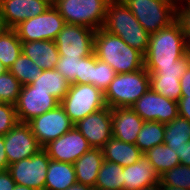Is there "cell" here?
Here are the masks:
<instances>
[{"mask_svg": "<svg viewBox=\"0 0 190 190\" xmlns=\"http://www.w3.org/2000/svg\"><path fill=\"white\" fill-rule=\"evenodd\" d=\"M189 51L181 27L175 20L168 27L150 34L144 68L152 74L158 67L177 66V60Z\"/></svg>", "mask_w": 190, "mask_h": 190, "instance_id": "1", "label": "cell"}, {"mask_svg": "<svg viewBox=\"0 0 190 190\" xmlns=\"http://www.w3.org/2000/svg\"><path fill=\"white\" fill-rule=\"evenodd\" d=\"M94 53L117 74L138 71L144 67V55L141 52L103 28L95 32Z\"/></svg>", "mask_w": 190, "mask_h": 190, "instance_id": "2", "label": "cell"}, {"mask_svg": "<svg viewBox=\"0 0 190 190\" xmlns=\"http://www.w3.org/2000/svg\"><path fill=\"white\" fill-rule=\"evenodd\" d=\"M102 28L119 36L126 44L143 55L147 53L150 34L138 22L123 0L109 1Z\"/></svg>", "mask_w": 190, "mask_h": 190, "instance_id": "3", "label": "cell"}, {"mask_svg": "<svg viewBox=\"0 0 190 190\" xmlns=\"http://www.w3.org/2000/svg\"><path fill=\"white\" fill-rule=\"evenodd\" d=\"M150 88V74L143 67L130 73L117 74L104 92L109 108L131 107Z\"/></svg>", "mask_w": 190, "mask_h": 190, "instance_id": "4", "label": "cell"}, {"mask_svg": "<svg viewBox=\"0 0 190 190\" xmlns=\"http://www.w3.org/2000/svg\"><path fill=\"white\" fill-rule=\"evenodd\" d=\"M110 0H53V6L65 23L82 25L92 30L103 27Z\"/></svg>", "mask_w": 190, "mask_h": 190, "instance_id": "5", "label": "cell"}, {"mask_svg": "<svg viewBox=\"0 0 190 190\" xmlns=\"http://www.w3.org/2000/svg\"><path fill=\"white\" fill-rule=\"evenodd\" d=\"M142 27L155 33L176 20V0H123Z\"/></svg>", "mask_w": 190, "mask_h": 190, "instance_id": "6", "label": "cell"}, {"mask_svg": "<svg viewBox=\"0 0 190 190\" xmlns=\"http://www.w3.org/2000/svg\"><path fill=\"white\" fill-rule=\"evenodd\" d=\"M60 104L74 124L106 107L104 93L91 84H71Z\"/></svg>", "mask_w": 190, "mask_h": 190, "instance_id": "7", "label": "cell"}, {"mask_svg": "<svg viewBox=\"0 0 190 190\" xmlns=\"http://www.w3.org/2000/svg\"><path fill=\"white\" fill-rule=\"evenodd\" d=\"M65 24L64 18L51 4L42 14L21 22L14 29L21 42L55 41Z\"/></svg>", "mask_w": 190, "mask_h": 190, "instance_id": "8", "label": "cell"}, {"mask_svg": "<svg viewBox=\"0 0 190 190\" xmlns=\"http://www.w3.org/2000/svg\"><path fill=\"white\" fill-rule=\"evenodd\" d=\"M95 30L75 24H65L55 43L62 57H86L94 53Z\"/></svg>", "mask_w": 190, "mask_h": 190, "instance_id": "9", "label": "cell"}, {"mask_svg": "<svg viewBox=\"0 0 190 190\" xmlns=\"http://www.w3.org/2000/svg\"><path fill=\"white\" fill-rule=\"evenodd\" d=\"M50 158L44 149L29 158L9 165V172L16 184L35 190H44Z\"/></svg>", "mask_w": 190, "mask_h": 190, "instance_id": "10", "label": "cell"}, {"mask_svg": "<svg viewBox=\"0 0 190 190\" xmlns=\"http://www.w3.org/2000/svg\"><path fill=\"white\" fill-rule=\"evenodd\" d=\"M39 144L44 147L74 127L61 104L28 122Z\"/></svg>", "mask_w": 190, "mask_h": 190, "instance_id": "11", "label": "cell"}, {"mask_svg": "<svg viewBox=\"0 0 190 190\" xmlns=\"http://www.w3.org/2000/svg\"><path fill=\"white\" fill-rule=\"evenodd\" d=\"M131 108L144 121L168 124L179 116L178 102L170 100L149 88Z\"/></svg>", "mask_w": 190, "mask_h": 190, "instance_id": "12", "label": "cell"}, {"mask_svg": "<svg viewBox=\"0 0 190 190\" xmlns=\"http://www.w3.org/2000/svg\"><path fill=\"white\" fill-rule=\"evenodd\" d=\"M4 146L9 165L32 157L43 149L32 133L30 125L23 122H18L4 135Z\"/></svg>", "mask_w": 190, "mask_h": 190, "instance_id": "13", "label": "cell"}, {"mask_svg": "<svg viewBox=\"0 0 190 190\" xmlns=\"http://www.w3.org/2000/svg\"><path fill=\"white\" fill-rule=\"evenodd\" d=\"M60 102L47 91L35 90L30 84L22 85L15 104L19 122L28 123L33 118L54 109Z\"/></svg>", "mask_w": 190, "mask_h": 190, "instance_id": "14", "label": "cell"}, {"mask_svg": "<svg viewBox=\"0 0 190 190\" xmlns=\"http://www.w3.org/2000/svg\"><path fill=\"white\" fill-rule=\"evenodd\" d=\"M91 148L75 126L43 147L50 159L66 163H74Z\"/></svg>", "mask_w": 190, "mask_h": 190, "instance_id": "15", "label": "cell"}, {"mask_svg": "<svg viewBox=\"0 0 190 190\" xmlns=\"http://www.w3.org/2000/svg\"><path fill=\"white\" fill-rule=\"evenodd\" d=\"M74 126L92 148H102L113 137L112 110L108 106L79 120Z\"/></svg>", "mask_w": 190, "mask_h": 190, "instance_id": "16", "label": "cell"}, {"mask_svg": "<svg viewBox=\"0 0 190 190\" xmlns=\"http://www.w3.org/2000/svg\"><path fill=\"white\" fill-rule=\"evenodd\" d=\"M53 0H7L0 5V19L6 28L14 29L21 22L42 14Z\"/></svg>", "mask_w": 190, "mask_h": 190, "instance_id": "17", "label": "cell"}, {"mask_svg": "<svg viewBox=\"0 0 190 190\" xmlns=\"http://www.w3.org/2000/svg\"><path fill=\"white\" fill-rule=\"evenodd\" d=\"M111 110L113 137L135 144L144 120L131 107H115Z\"/></svg>", "mask_w": 190, "mask_h": 190, "instance_id": "18", "label": "cell"}, {"mask_svg": "<svg viewBox=\"0 0 190 190\" xmlns=\"http://www.w3.org/2000/svg\"><path fill=\"white\" fill-rule=\"evenodd\" d=\"M160 177L153 165L146 157H141L138 162L124 167V190H139L145 186L158 183Z\"/></svg>", "mask_w": 190, "mask_h": 190, "instance_id": "19", "label": "cell"}, {"mask_svg": "<svg viewBox=\"0 0 190 190\" xmlns=\"http://www.w3.org/2000/svg\"><path fill=\"white\" fill-rule=\"evenodd\" d=\"M22 53L42 70L55 69L60 57L55 41L51 40L22 42Z\"/></svg>", "mask_w": 190, "mask_h": 190, "instance_id": "20", "label": "cell"}, {"mask_svg": "<svg viewBox=\"0 0 190 190\" xmlns=\"http://www.w3.org/2000/svg\"><path fill=\"white\" fill-rule=\"evenodd\" d=\"M104 160L117 163L123 167L138 162L143 153L135 145L112 137L101 148Z\"/></svg>", "mask_w": 190, "mask_h": 190, "instance_id": "21", "label": "cell"}, {"mask_svg": "<svg viewBox=\"0 0 190 190\" xmlns=\"http://www.w3.org/2000/svg\"><path fill=\"white\" fill-rule=\"evenodd\" d=\"M103 161L104 157L100 148H91L84 153L73 163L77 182L95 188L97 175Z\"/></svg>", "mask_w": 190, "mask_h": 190, "instance_id": "22", "label": "cell"}, {"mask_svg": "<svg viewBox=\"0 0 190 190\" xmlns=\"http://www.w3.org/2000/svg\"><path fill=\"white\" fill-rule=\"evenodd\" d=\"M76 182V173L73 163L50 159L44 190H66Z\"/></svg>", "mask_w": 190, "mask_h": 190, "instance_id": "23", "label": "cell"}, {"mask_svg": "<svg viewBox=\"0 0 190 190\" xmlns=\"http://www.w3.org/2000/svg\"><path fill=\"white\" fill-rule=\"evenodd\" d=\"M35 90L49 92L59 102L65 97L71 83L56 69H46L30 83Z\"/></svg>", "mask_w": 190, "mask_h": 190, "instance_id": "24", "label": "cell"}, {"mask_svg": "<svg viewBox=\"0 0 190 190\" xmlns=\"http://www.w3.org/2000/svg\"><path fill=\"white\" fill-rule=\"evenodd\" d=\"M190 140V121L176 117L165 124L164 144L171 147L179 157V150Z\"/></svg>", "mask_w": 190, "mask_h": 190, "instance_id": "25", "label": "cell"}, {"mask_svg": "<svg viewBox=\"0 0 190 190\" xmlns=\"http://www.w3.org/2000/svg\"><path fill=\"white\" fill-rule=\"evenodd\" d=\"M143 156L150 161L159 177L180 164V159L175 151L164 143L149 149Z\"/></svg>", "mask_w": 190, "mask_h": 190, "instance_id": "26", "label": "cell"}, {"mask_svg": "<svg viewBox=\"0 0 190 190\" xmlns=\"http://www.w3.org/2000/svg\"><path fill=\"white\" fill-rule=\"evenodd\" d=\"M123 169L124 167L117 163L104 160L97 175L95 188L124 190Z\"/></svg>", "mask_w": 190, "mask_h": 190, "instance_id": "27", "label": "cell"}, {"mask_svg": "<svg viewBox=\"0 0 190 190\" xmlns=\"http://www.w3.org/2000/svg\"><path fill=\"white\" fill-rule=\"evenodd\" d=\"M22 53V42L15 29L5 28L0 34V61L6 69L12 66Z\"/></svg>", "mask_w": 190, "mask_h": 190, "instance_id": "28", "label": "cell"}, {"mask_svg": "<svg viewBox=\"0 0 190 190\" xmlns=\"http://www.w3.org/2000/svg\"><path fill=\"white\" fill-rule=\"evenodd\" d=\"M165 124L157 121H144L135 145L144 154L156 145L164 143Z\"/></svg>", "mask_w": 190, "mask_h": 190, "instance_id": "29", "label": "cell"}, {"mask_svg": "<svg viewBox=\"0 0 190 190\" xmlns=\"http://www.w3.org/2000/svg\"><path fill=\"white\" fill-rule=\"evenodd\" d=\"M9 71L22 85H28L32 83L43 70L39 68L33 60L21 53L9 68Z\"/></svg>", "mask_w": 190, "mask_h": 190, "instance_id": "30", "label": "cell"}, {"mask_svg": "<svg viewBox=\"0 0 190 190\" xmlns=\"http://www.w3.org/2000/svg\"><path fill=\"white\" fill-rule=\"evenodd\" d=\"M165 190L190 188V166L179 164L160 176Z\"/></svg>", "mask_w": 190, "mask_h": 190, "instance_id": "31", "label": "cell"}, {"mask_svg": "<svg viewBox=\"0 0 190 190\" xmlns=\"http://www.w3.org/2000/svg\"><path fill=\"white\" fill-rule=\"evenodd\" d=\"M150 88L176 102L181 98L180 78L176 76H150Z\"/></svg>", "mask_w": 190, "mask_h": 190, "instance_id": "32", "label": "cell"}, {"mask_svg": "<svg viewBox=\"0 0 190 190\" xmlns=\"http://www.w3.org/2000/svg\"><path fill=\"white\" fill-rule=\"evenodd\" d=\"M116 75L117 73L109 64L98 59L95 53H93L91 85L97 87L104 93Z\"/></svg>", "mask_w": 190, "mask_h": 190, "instance_id": "33", "label": "cell"}, {"mask_svg": "<svg viewBox=\"0 0 190 190\" xmlns=\"http://www.w3.org/2000/svg\"><path fill=\"white\" fill-rule=\"evenodd\" d=\"M21 88L22 84L7 70L0 75V102L15 105Z\"/></svg>", "mask_w": 190, "mask_h": 190, "instance_id": "34", "label": "cell"}, {"mask_svg": "<svg viewBox=\"0 0 190 190\" xmlns=\"http://www.w3.org/2000/svg\"><path fill=\"white\" fill-rule=\"evenodd\" d=\"M81 58L59 57L55 69L59 71L71 84H76V76H80Z\"/></svg>", "mask_w": 190, "mask_h": 190, "instance_id": "35", "label": "cell"}, {"mask_svg": "<svg viewBox=\"0 0 190 190\" xmlns=\"http://www.w3.org/2000/svg\"><path fill=\"white\" fill-rule=\"evenodd\" d=\"M19 122L15 105L0 102V135H5Z\"/></svg>", "mask_w": 190, "mask_h": 190, "instance_id": "36", "label": "cell"}, {"mask_svg": "<svg viewBox=\"0 0 190 190\" xmlns=\"http://www.w3.org/2000/svg\"><path fill=\"white\" fill-rule=\"evenodd\" d=\"M190 64V51L177 60V66L158 67L150 76H176L181 78Z\"/></svg>", "mask_w": 190, "mask_h": 190, "instance_id": "37", "label": "cell"}, {"mask_svg": "<svg viewBox=\"0 0 190 190\" xmlns=\"http://www.w3.org/2000/svg\"><path fill=\"white\" fill-rule=\"evenodd\" d=\"M176 21L179 23L190 49V7L176 6Z\"/></svg>", "mask_w": 190, "mask_h": 190, "instance_id": "38", "label": "cell"}, {"mask_svg": "<svg viewBox=\"0 0 190 190\" xmlns=\"http://www.w3.org/2000/svg\"><path fill=\"white\" fill-rule=\"evenodd\" d=\"M93 73V54L81 58L80 76H76V84H91Z\"/></svg>", "mask_w": 190, "mask_h": 190, "instance_id": "39", "label": "cell"}, {"mask_svg": "<svg viewBox=\"0 0 190 190\" xmlns=\"http://www.w3.org/2000/svg\"><path fill=\"white\" fill-rule=\"evenodd\" d=\"M16 183L9 170L0 171V190H13Z\"/></svg>", "mask_w": 190, "mask_h": 190, "instance_id": "40", "label": "cell"}, {"mask_svg": "<svg viewBox=\"0 0 190 190\" xmlns=\"http://www.w3.org/2000/svg\"><path fill=\"white\" fill-rule=\"evenodd\" d=\"M179 116L190 121V96H181L178 101Z\"/></svg>", "mask_w": 190, "mask_h": 190, "instance_id": "41", "label": "cell"}, {"mask_svg": "<svg viewBox=\"0 0 190 190\" xmlns=\"http://www.w3.org/2000/svg\"><path fill=\"white\" fill-rule=\"evenodd\" d=\"M181 96H190V64L180 78Z\"/></svg>", "mask_w": 190, "mask_h": 190, "instance_id": "42", "label": "cell"}, {"mask_svg": "<svg viewBox=\"0 0 190 190\" xmlns=\"http://www.w3.org/2000/svg\"><path fill=\"white\" fill-rule=\"evenodd\" d=\"M180 164L190 166V140L179 150Z\"/></svg>", "mask_w": 190, "mask_h": 190, "instance_id": "43", "label": "cell"}, {"mask_svg": "<svg viewBox=\"0 0 190 190\" xmlns=\"http://www.w3.org/2000/svg\"><path fill=\"white\" fill-rule=\"evenodd\" d=\"M8 168L9 163L5 152L4 136L0 135V171L7 170Z\"/></svg>", "mask_w": 190, "mask_h": 190, "instance_id": "44", "label": "cell"}, {"mask_svg": "<svg viewBox=\"0 0 190 190\" xmlns=\"http://www.w3.org/2000/svg\"><path fill=\"white\" fill-rule=\"evenodd\" d=\"M66 190H94V188L91 186H87L82 183L76 182L70 187H68Z\"/></svg>", "mask_w": 190, "mask_h": 190, "instance_id": "45", "label": "cell"}, {"mask_svg": "<svg viewBox=\"0 0 190 190\" xmlns=\"http://www.w3.org/2000/svg\"><path fill=\"white\" fill-rule=\"evenodd\" d=\"M139 190H165L160 181L158 183H154L148 186H145Z\"/></svg>", "mask_w": 190, "mask_h": 190, "instance_id": "46", "label": "cell"}, {"mask_svg": "<svg viewBox=\"0 0 190 190\" xmlns=\"http://www.w3.org/2000/svg\"><path fill=\"white\" fill-rule=\"evenodd\" d=\"M177 7H190V0H178Z\"/></svg>", "mask_w": 190, "mask_h": 190, "instance_id": "47", "label": "cell"}, {"mask_svg": "<svg viewBox=\"0 0 190 190\" xmlns=\"http://www.w3.org/2000/svg\"><path fill=\"white\" fill-rule=\"evenodd\" d=\"M13 190H35L28 186L16 184Z\"/></svg>", "mask_w": 190, "mask_h": 190, "instance_id": "48", "label": "cell"}, {"mask_svg": "<svg viewBox=\"0 0 190 190\" xmlns=\"http://www.w3.org/2000/svg\"><path fill=\"white\" fill-rule=\"evenodd\" d=\"M8 69L5 68V66L0 61V75L5 73Z\"/></svg>", "mask_w": 190, "mask_h": 190, "instance_id": "49", "label": "cell"}, {"mask_svg": "<svg viewBox=\"0 0 190 190\" xmlns=\"http://www.w3.org/2000/svg\"><path fill=\"white\" fill-rule=\"evenodd\" d=\"M6 27L4 26V23L2 22V20L0 19V34L2 33V31L5 29Z\"/></svg>", "mask_w": 190, "mask_h": 190, "instance_id": "50", "label": "cell"}, {"mask_svg": "<svg viewBox=\"0 0 190 190\" xmlns=\"http://www.w3.org/2000/svg\"><path fill=\"white\" fill-rule=\"evenodd\" d=\"M7 0H0V5L3 4Z\"/></svg>", "mask_w": 190, "mask_h": 190, "instance_id": "51", "label": "cell"}, {"mask_svg": "<svg viewBox=\"0 0 190 190\" xmlns=\"http://www.w3.org/2000/svg\"><path fill=\"white\" fill-rule=\"evenodd\" d=\"M175 190H190V188H188V189H175Z\"/></svg>", "mask_w": 190, "mask_h": 190, "instance_id": "52", "label": "cell"}]
</instances>
